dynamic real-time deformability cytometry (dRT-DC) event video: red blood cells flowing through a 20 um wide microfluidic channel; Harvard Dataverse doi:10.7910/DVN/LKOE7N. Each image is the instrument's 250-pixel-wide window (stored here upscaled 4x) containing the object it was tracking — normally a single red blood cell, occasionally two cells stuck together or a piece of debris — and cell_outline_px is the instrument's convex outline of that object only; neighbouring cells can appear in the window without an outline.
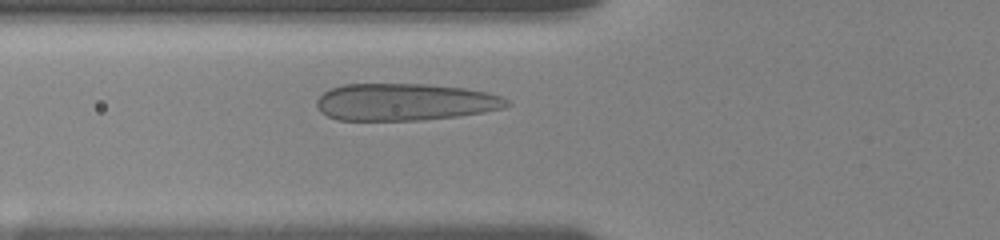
{"species": "human", "species_latin": "Homo sapiens", "temperature_condition": "room temperature", "stored_images_in_passage": 16, "camera_frame_rate_fps": 3000, "um_per_image_px": 0.085, "donor": {"sex": "female"}, "frame": {"image": 1, "passage_image": 6, "time_ms": 2.667, "image_size_px": [1000, 240], "cell_outline_px": [[512, 104], [504, 108], [484, 112], [460, 116], [420, 120], [336, 120], [320, 112], [316, 104], [316, 100], [324, 92], [332, 88], [344, 84], [428, 84], [464, 88], [484, 92], [500, 96], [508, 100]], "centroid_in_image_um": [34.41, 8.68], "position_along_channel_um": 91.4, "area_um2": 41.21}}
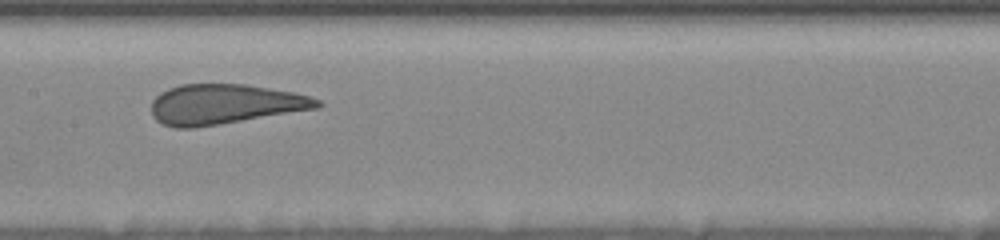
{"frame": {"image": 2, "passage_image": 12, "time_ms": 5.333, "image_size_px": [1000, 240], "cell_outline_px": [[324, 104], [320, 108], [220, 124], [192, 128], [176, 128], [164, 124], [156, 120], [152, 116], [152, 100], [160, 92], [168, 88], [180, 84], [248, 84], [292, 92], [308, 96], [320, 100]], "centroid_in_image_um": [19.1, 8.85], "position_along_channel_um": 188.3, "area_um2": 38.78}}
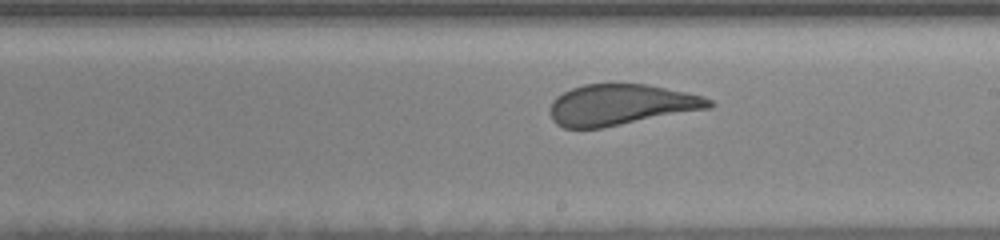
{"frame": {"image": 3, "passage_image": 15, "time_ms": 6.667, "image_size_px": [1000, 240], "cell_outline_px": [[716, 104], [712, 108], [604, 128], [564, 128], [556, 124], [552, 120], [548, 112], [552, 100], [556, 96], [572, 88], [584, 84], [644, 84], [704, 96], [712, 100]], "centroid_in_image_um": [52.77, 8.92], "position_along_channel_um": 236.2, "area_um2": 38.26}}